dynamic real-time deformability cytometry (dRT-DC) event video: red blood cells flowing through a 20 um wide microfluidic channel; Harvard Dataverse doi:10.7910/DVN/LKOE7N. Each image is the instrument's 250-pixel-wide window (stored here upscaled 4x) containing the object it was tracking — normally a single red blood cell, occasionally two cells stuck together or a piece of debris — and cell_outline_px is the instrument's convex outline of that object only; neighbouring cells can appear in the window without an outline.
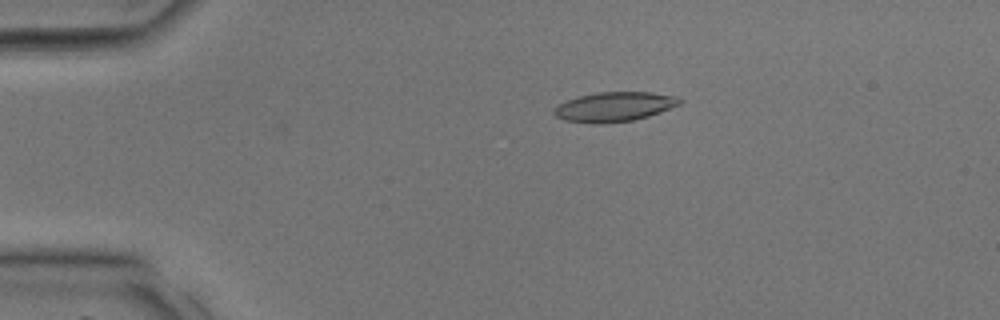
{"species": "common noctule bat (a hibernating species)", "species_latin": "Nyctalus noctula", "temperature_condition": "room temperature", "stored_images_in_passage": 11, "camera_frame_rate_fps": 3000, "um_per_image_px": 0.085, "animal": {"sex": "male", "body_mass_g": 17.9, "forearm_length_mm": 54.2}, "frame": {"image": 1, "passage_image": 1, "time_ms": 0.0, "image_size_px": [1000, 320], "cell_outline_px": [[684, 100], [680, 104], [660, 112], [648, 116], [632, 120], [600, 124], [596, 124], [564, 120], [556, 116], [552, 112], [560, 104], [568, 100], [580, 96], [596, 92], [652, 92], [680, 96]], "centroid_in_image_um": [52.27, 9.07], "position_along_channel_um": 32.7, "area_um2": 21.62}}
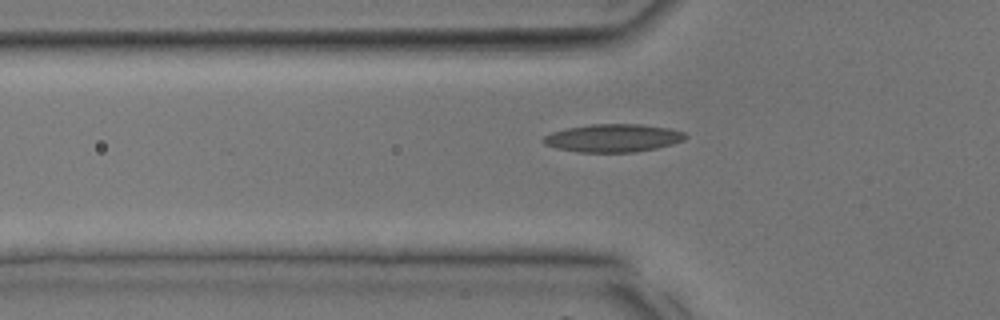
{"frame": {"image": 2, "passage_image": 6, "time_ms": 1.667, "image_size_px": [1000, 320], "cell_outline_px": [[688, 136], [684, 140], [672, 144], [656, 148], [632, 152], [580, 152], [556, 148], [544, 144], [540, 140], [544, 136], [552, 132], [568, 128], [592, 124], [640, 124], [668, 128], [684, 132]], "centroid_in_image_um": [52.1, 11.73], "position_along_channel_um": 73.7, "area_um2": 23.06}}